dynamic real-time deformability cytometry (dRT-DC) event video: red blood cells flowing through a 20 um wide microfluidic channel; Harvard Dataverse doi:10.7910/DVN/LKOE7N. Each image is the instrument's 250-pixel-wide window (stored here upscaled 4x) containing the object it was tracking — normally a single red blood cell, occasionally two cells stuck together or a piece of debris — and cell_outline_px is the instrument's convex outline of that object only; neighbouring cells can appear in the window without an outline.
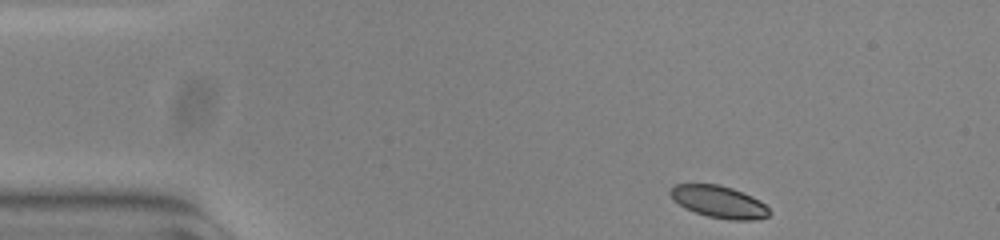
{"species": "common noctule bat (a hibernating species)", "species_latin": "Nyctalus noctula", "temperature_condition": "warm", "stored_images_in_passage": 48, "camera_frame_rate_fps": 3000, "um_per_image_px": 0.085, "animal": {"sex": "female", "body_mass_g": 23.0, "forearm_length_mm": 53.4}, "frame": {"image": 1, "passage_image": 1, "time_ms": 0.0, "image_size_px": [1000, 240], "cell_outline_px": [[772, 212], [768, 216], [756, 220], [728, 220], [708, 216], [684, 208], [668, 192], [676, 184], [720, 184], [732, 188], [752, 196], [760, 200]], "centroid_in_image_um": [61.15, 17.16], "position_along_channel_um": 23.8, "area_um2": 18.44}}
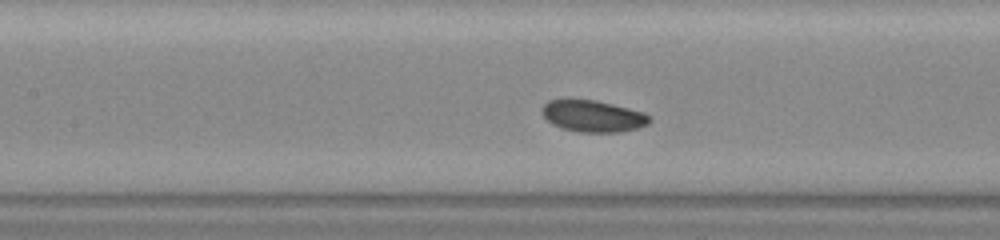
{"frame": {"image": 2, "passage_image": 18, "time_ms": 5.667, "image_size_px": [1000, 240], "cell_outline_px": [[652, 120], [648, 124], [636, 128], [620, 132], [580, 132], [560, 128], [552, 124], [540, 112], [540, 108], [548, 100], [596, 100], [644, 112]], "centroid_in_image_um": [50.37, 9.87], "position_along_channel_um": 157.0, "area_um2": 19.77}}
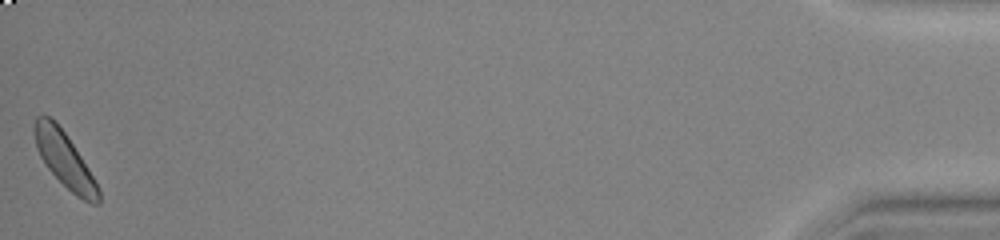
{"frame": {"image": 3, "passage_image": 48, "time_ms": 15.667, "image_size_px": [1000, 240], "cell_outline_px": [[100, 204], [92, 204], [76, 196], [48, 168], [40, 156], [36, 148], [32, 132], [32, 128], [36, 116], [48, 116], [56, 120], [88, 168], [100, 188]], "centroid_in_image_um": [5.47, 13.55], "position_along_channel_um": 429.7, "area_um2": 20.4}, "authors_computed_cell_mechanics": {"area_um2": 20.0566, "velocity_mm_per_s": 3.7137, "shape_relaxation_time_tau1_ms": null, "shape_relaxation_time_tau2_ms": 7.4338, "deformation_change_tau1": null, "deformation_change_tau2": 0.1416}}